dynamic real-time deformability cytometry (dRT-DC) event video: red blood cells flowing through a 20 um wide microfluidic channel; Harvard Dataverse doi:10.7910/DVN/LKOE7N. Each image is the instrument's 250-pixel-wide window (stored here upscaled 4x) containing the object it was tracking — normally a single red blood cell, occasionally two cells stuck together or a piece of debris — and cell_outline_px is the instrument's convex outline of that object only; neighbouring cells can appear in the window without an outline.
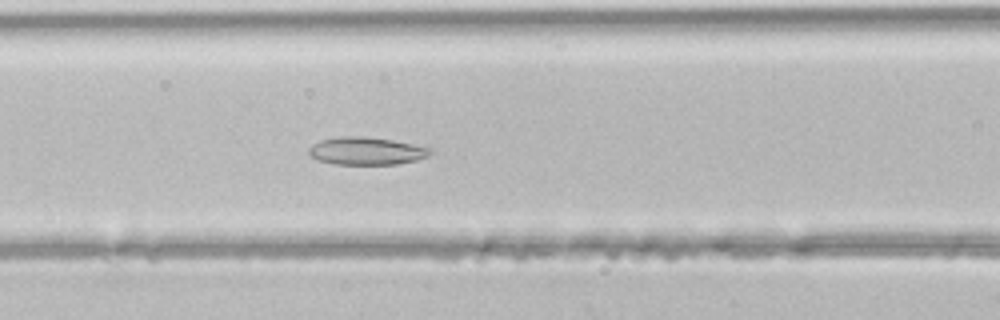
{"species": "common noctule bat (a hibernating species)", "species_latin": "Nyctalus noctula", "temperature_condition": "room temperature", "stored_images_in_passage": 46, "segment_of_instrument_passage": [1, 2], "camera_frame_rate_fps": 3000, "um_per_image_px": 0.085, "animal": {"sex": "male", "body_mass_g": 21.5, "forearm_length_mm": 52.0}, "frame": {"image": 1, "passage_image": 19, "time_ms": 6.0, "image_size_px": [1000, 320], "cell_outline_px": [[432, 152], [428, 156], [416, 160], [396, 164], [336, 164], [316, 160], [308, 152], [308, 148], [312, 144], [320, 140], [344, 136], [364, 136], [392, 140], [432, 148]], "centroid_in_image_um": [31.13, 12.83], "position_along_channel_um": 135.5, "area_um2": 19.54}}
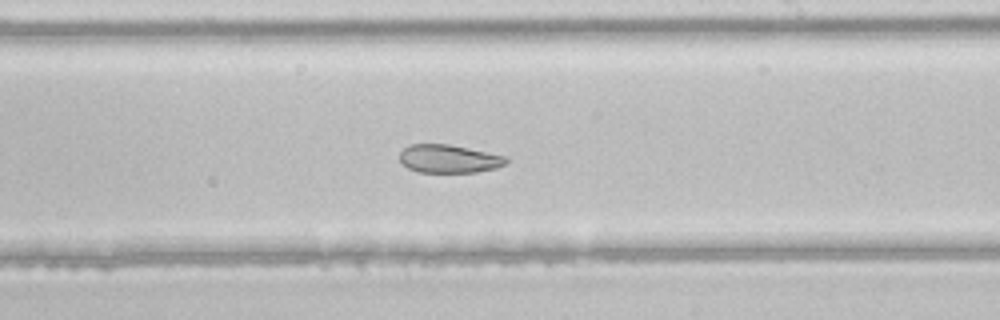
{"frame": {"image": 2, "passage_image": 27, "time_ms": 8.667, "image_size_px": [1000, 320], "cell_outline_px": [[508, 164], [496, 168], [476, 172], [420, 172], [408, 168], [400, 164], [400, 152], [408, 144], [448, 144], [504, 156], [508, 160]], "centroid_in_image_um": [38.12, 13.5], "position_along_channel_um": 250.9, "area_um2": 17.46}}
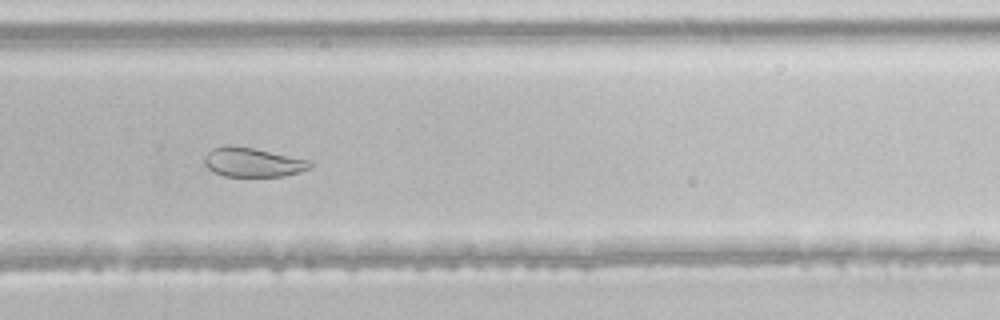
{"frame": {"image": 3, "passage_image": 31, "time_ms": 10.0, "image_size_px": [1000, 320], "cell_outline_px": [[312, 168], [300, 172], [284, 176], [224, 176], [212, 172], [204, 164], [204, 156], [212, 148], [224, 144], [232, 144], [312, 160]], "centroid_in_image_um": [21.47, 13.78], "position_along_channel_um": 308.3, "area_um2": 18.32}}